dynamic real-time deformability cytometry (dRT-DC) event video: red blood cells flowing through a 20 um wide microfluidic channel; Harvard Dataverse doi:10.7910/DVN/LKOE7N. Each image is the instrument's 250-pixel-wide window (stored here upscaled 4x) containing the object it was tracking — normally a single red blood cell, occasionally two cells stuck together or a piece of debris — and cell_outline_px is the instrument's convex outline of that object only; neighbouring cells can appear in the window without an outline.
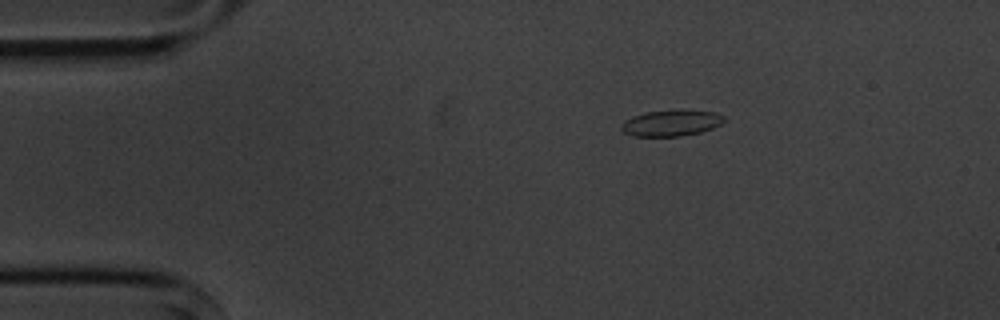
{"species": "common noctule bat (a hibernating species)", "species_latin": "Nyctalus noctula", "temperature_condition": "cold", "stored_images_in_passage": 8, "camera_frame_rate_fps": 3000, "um_per_image_px": 0.085, "animal": {"sex": "male", "body_mass_g": 20.1, "forearm_length_mm": 53.5}, "frame": {"image": 1, "passage_image": 1, "time_ms": 0.0, "image_size_px": [1000, 320], "cell_outline_px": [[724, 120], [720, 124], [712, 128], [700, 132], [680, 136], [632, 136], [624, 132], [620, 128], [620, 124], [624, 120], [632, 116], [648, 112], [688, 108], [712, 112], [724, 116]], "centroid_in_image_um": [57.03, 10.44], "position_along_channel_um": 28.0, "area_um2": 15.84}}
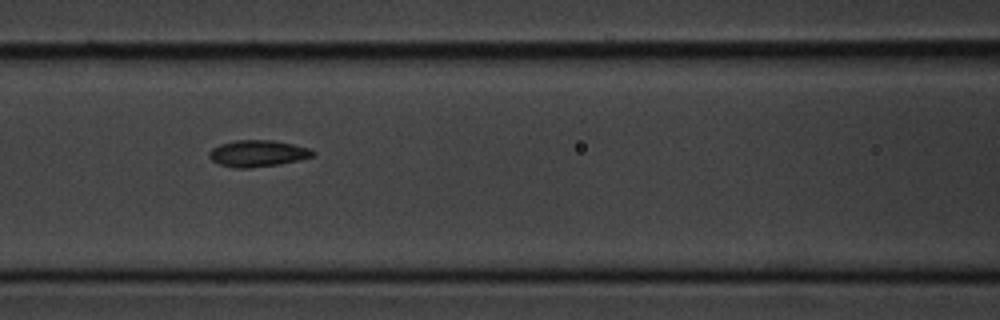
{"frame": {"image": 2, "passage_image": 5, "time_ms": 4.667, "image_size_px": [1000, 320], "cell_outline_px": [[316, 156], [280, 164], [248, 168], [236, 168], [220, 164], [212, 160], [208, 156], [208, 152], [212, 148], [220, 144], [236, 140], [272, 140], [292, 144], [308, 148], [316, 152]], "centroid_in_image_um": [21.91, 13.04], "position_along_channel_um": 144.7, "area_um2": 16.01}}
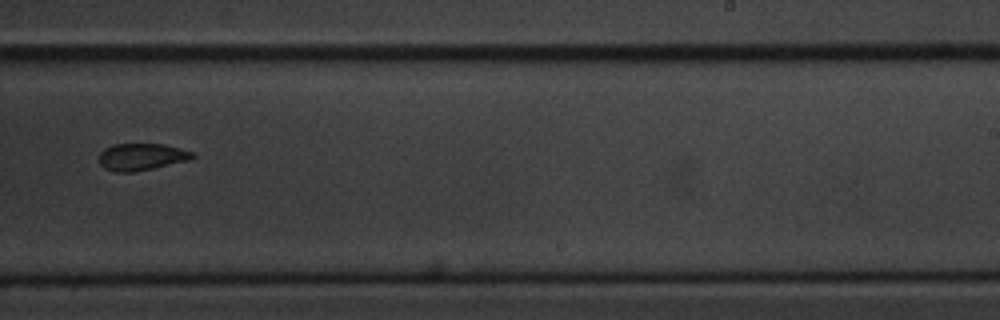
{"frame": {"image": 3, "passage_image": 8, "time_ms": 8.333, "image_size_px": [1000, 320], "cell_outline_px": [[196, 156], [188, 160], [152, 168], [132, 172], [116, 172], [104, 168], [100, 164], [100, 152], [104, 148], [112, 144], [164, 144], [196, 152]], "centroid_in_image_um": [12.04, 13.32], "position_along_channel_um": 277.0, "area_um2": 14.68}}